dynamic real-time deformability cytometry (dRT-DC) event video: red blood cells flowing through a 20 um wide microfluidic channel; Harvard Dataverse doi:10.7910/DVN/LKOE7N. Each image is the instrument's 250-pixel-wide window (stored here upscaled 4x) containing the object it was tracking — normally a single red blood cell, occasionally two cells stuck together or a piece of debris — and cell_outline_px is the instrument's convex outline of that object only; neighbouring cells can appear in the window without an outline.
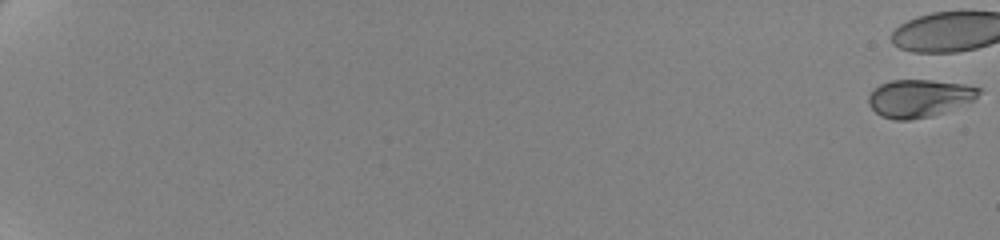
{"species": "human", "species_latin": "Homo sapiens", "temperature_condition": "cold", "stored_images_in_passage": 17, "camera_frame_rate_fps": 3000, "um_per_image_px": 0.085, "donor": {"sex": "female"}, "frame": {"image": 1, "passage_image": 1, "time_ms": 0.0, "image_size_px": [1000, 240], "cell_outline_px": [[984, 88], [972, 100], [944, 112], [932, 116], [908, 120], [896, 120], [880, 116], [868, 104], [868, 96], [880, 84], [892, 80], [932, 80], [964, 84]], "centroid_in_image_um": [78.12, 8.35], "position_along_channel_um": 6.9, "area_um2": 24.1}}